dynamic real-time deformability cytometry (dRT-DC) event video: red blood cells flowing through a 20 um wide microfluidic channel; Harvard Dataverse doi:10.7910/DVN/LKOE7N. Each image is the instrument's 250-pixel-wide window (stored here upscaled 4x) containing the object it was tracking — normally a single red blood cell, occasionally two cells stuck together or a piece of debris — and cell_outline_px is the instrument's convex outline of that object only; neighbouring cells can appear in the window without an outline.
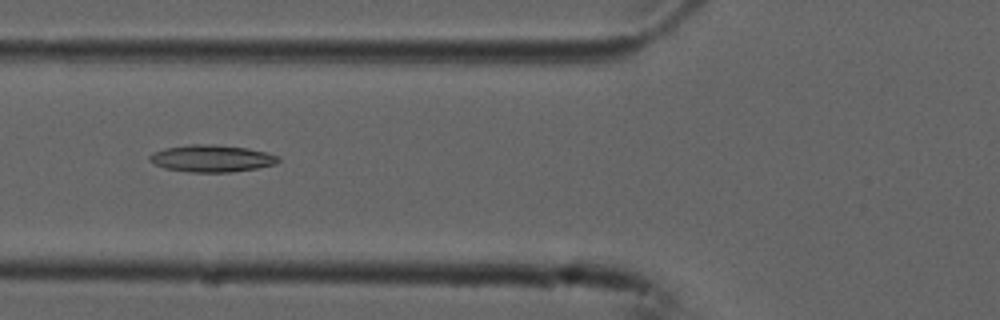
{"species": "common noctule bat (a hibernating species)", "species_latin": "Nyctalus noctula", "temperature_condition": "cold", "stored_images_in_passage": 7, "camera_frame_rate_fps": 3000, "um_per_image_px": 0.085, "animal": {"sex": "male", "forearm_length_mm": 52.5}, "frame": {"image": 1, "passage_image": 6, "time_ms": 1.667, "image_size_px": [1000, 320], "cell_outline_px": [[280, 160], [276, 164], [256, 168], [232, 172], [192, 172], [164, 168], [148, 160], [148, 156], [152, 152], [164, 148], [188, 144], [212, 144], [248, 148], [268, 152], [280, 156]], "centroid_in_image_um": [18.0, 13.45], "position_along_channel_um": 107.8, "area_um2": 20.46}}
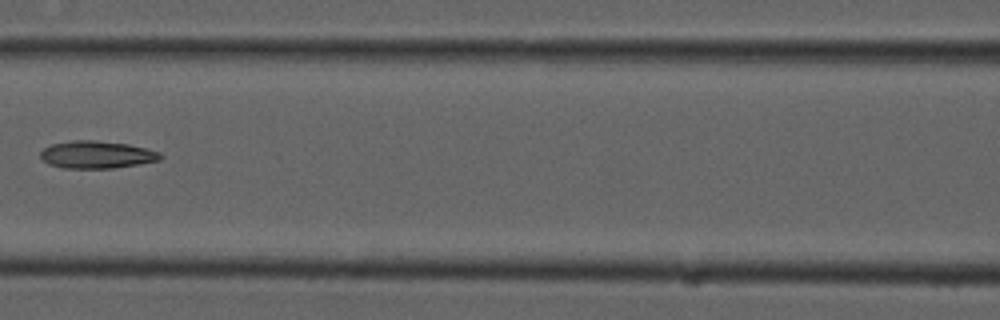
{"frame": {"image": 2, "passage_image": 7, "time_ms": 2.0, "image_size_px": [1000, 320], "cell_outline_px": [[164, 156], [160, 160], [112, 168], [64, 168], [48, 164], [40, 156], [40, 152], [44, 148], [52, 144], [72, 140], [96, 140], [128, 144], [160, 152]], "centroid_in_image_um": [8.21, 13.14], "position_along_channel_um": 158.4, "area_um2": 19.07}}